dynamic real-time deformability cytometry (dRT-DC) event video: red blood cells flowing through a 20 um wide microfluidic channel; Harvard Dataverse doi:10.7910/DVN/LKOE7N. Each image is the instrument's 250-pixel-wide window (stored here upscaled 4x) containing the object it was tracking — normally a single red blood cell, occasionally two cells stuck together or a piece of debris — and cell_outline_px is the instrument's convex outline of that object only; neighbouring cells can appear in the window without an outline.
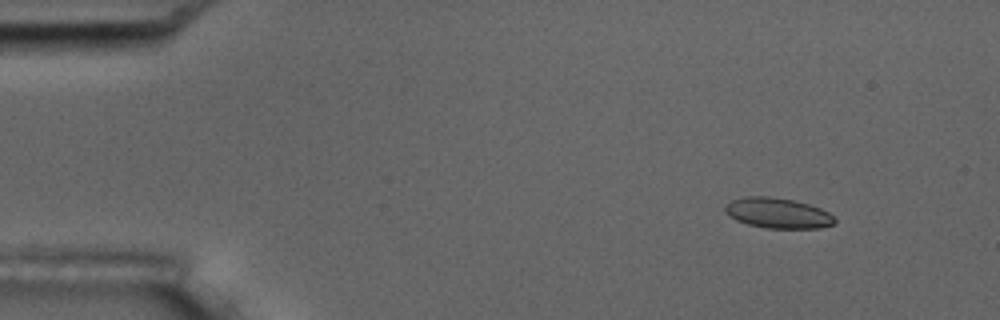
{"species": "common noctule bat (a hibernating species)", "species_latin": "Nyctalus noctula", "temperature_condition": "room temperature", "stored_images_in_passage": 5, "segment_of_instrument_passage": [1, 2], "camera_frame_rate_fps": 3000, "um_per_image_px": 0.085, "animal": {"sex": "male", "body_mass_g": 17.5, "forearm_length_mm": 52.3}, "frame": {"image": 1, "passage_image": 2, "time_ms": 1.0, "image_size_px": [1000, 320], "cell_outline_px": [[836, 224], [820, 228], [764, 228], [748, 224], [736, 220], [728, 216], [724, 212], [724, 208], [732, 200], [748, 196], [768, 196], [792, 200], [808, 204], [820, 208], [828, 212], [836, 220]], "centroid_in_image_um": [66.11, 18.12], "position_along_channel_um": 18.9, "area_um2": 19.36}}